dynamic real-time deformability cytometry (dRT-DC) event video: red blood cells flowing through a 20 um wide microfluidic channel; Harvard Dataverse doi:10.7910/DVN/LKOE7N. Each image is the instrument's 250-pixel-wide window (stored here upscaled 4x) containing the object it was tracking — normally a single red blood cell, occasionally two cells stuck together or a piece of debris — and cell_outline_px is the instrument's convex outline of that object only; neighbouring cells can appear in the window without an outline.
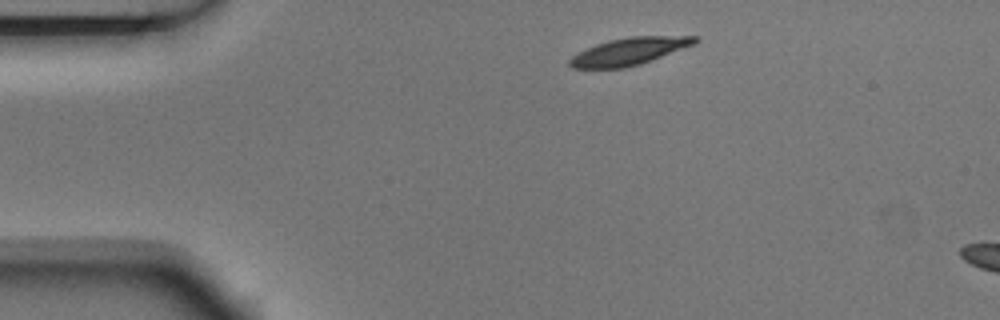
{"species": "Egyptian fruit bat (a non-hibernating species)", "species_latin": "Rousettus aegyptiacus", "temperature_condition": "room temperature", "stored_images_in_passage": 3, "camera_frame_rate_fps": 3000, "um_per_image_px": 0.085, "animal": {"sex": "male"}, "frame": {"image": 1, "passage_image": 1, "time_ms": 0.0, "image_size_px": [1000, 320], "cell_outline_px": [[700, 40], [692, 44], [652, 60], [640, 64], [624, 68], [572, 68], [568, 64], [568, 60], [572, 56], [584, 48], [608, 40], [628, 36], [700, 36]], "centroid_in_image_um": [53.43, 4.36], "position_along_channel_um": 31.6, "area_um2": 19.88}}